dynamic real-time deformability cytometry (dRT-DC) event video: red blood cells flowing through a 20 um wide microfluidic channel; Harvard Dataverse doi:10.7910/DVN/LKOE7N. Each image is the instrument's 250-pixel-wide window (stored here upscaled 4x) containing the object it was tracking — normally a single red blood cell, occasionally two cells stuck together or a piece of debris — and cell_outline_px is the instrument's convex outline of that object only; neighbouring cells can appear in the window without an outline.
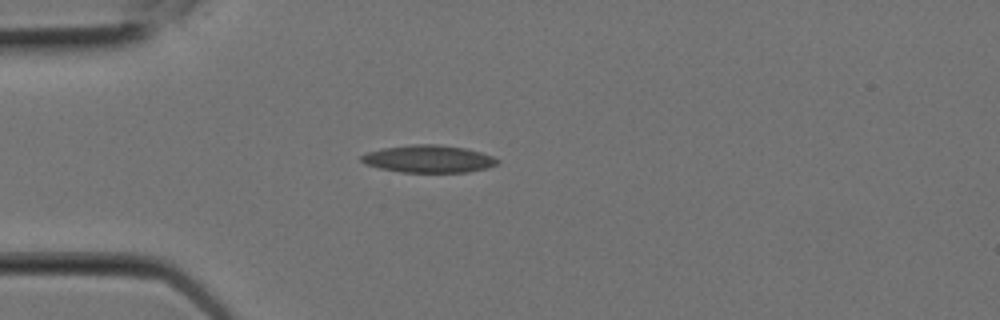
{"species": "Egyptian fruit bat (a non-hibernating species)", "species_latin": "Rousettus aegyptiacus", "temperature_condition": "room temperature", "stored_images_in_passage": 5, "camera_frame_rate_fps": 3000, "um_per_image_px": 0.085, "animal": {"sex": "female"}, "frame": {"image": 1, "passage_image": 1, "time_ms": 0.0, "image_size_px": [1000, 320], "cell_outline_px": [[500, 164], [488, 168], [468, 172], [400, 172], [380, 168], [364, 164], [360, 160], [360, 156], [368, 152], [380, 148], [412, 144], [436, 144], [468, 148], [492, 156], [500, 160]], "centroid_in_image_um": [36.44, 13.5], "position_along_channel_um": 48.6, "area_um2": 22.02}}
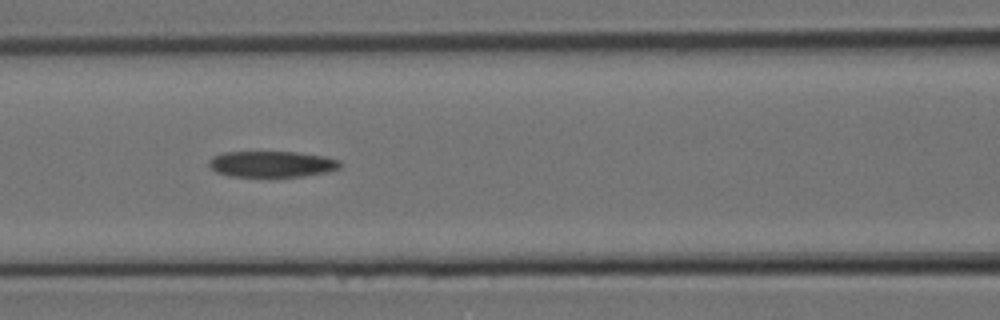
{"frame": {"image": 2, "passage_image": 4, "time_ms": 1.0, "image_size_px": [1000, 320], "cell_outline_px": [[340, 168], [328, 172], [304, 176], [228, 176], [216, 172], [208, 164], [208, 160], [212, 156], [224, 152], [296, 152], [324, 156], [340, 160]], "centroid_in_image_um": [23.1, 13.94], "position_along_channel_um": 143.5, "area_um2": 19.94}}
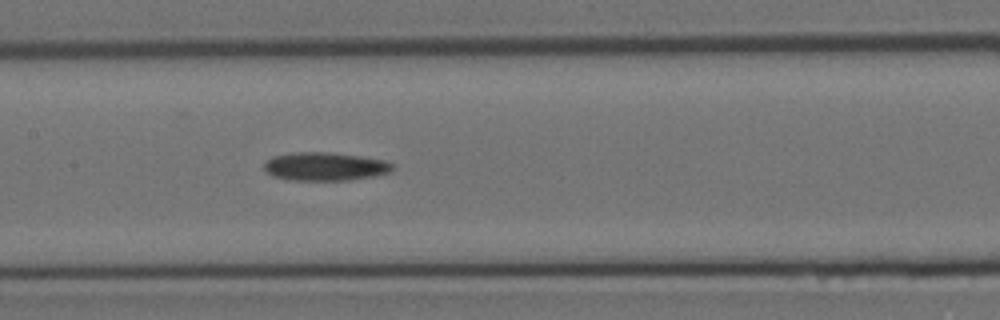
{"frame": {"image": 3, "passage_image": 5, "time_ms": 1.333, "image_size_px": [1000, 320], "cell_outline_px": [[392, 172], [376, 176], [348, 180], [292, 180], [272, 176], [264, 168], [264, 164], [272, 156], [292, 152], [332, 152], [360, 156], [384, 160], [392, 164]], "centroid_in_image_um": [27.63, 14.15], "position_along_channel_um": 179.8, "area_um2": 21.27}}